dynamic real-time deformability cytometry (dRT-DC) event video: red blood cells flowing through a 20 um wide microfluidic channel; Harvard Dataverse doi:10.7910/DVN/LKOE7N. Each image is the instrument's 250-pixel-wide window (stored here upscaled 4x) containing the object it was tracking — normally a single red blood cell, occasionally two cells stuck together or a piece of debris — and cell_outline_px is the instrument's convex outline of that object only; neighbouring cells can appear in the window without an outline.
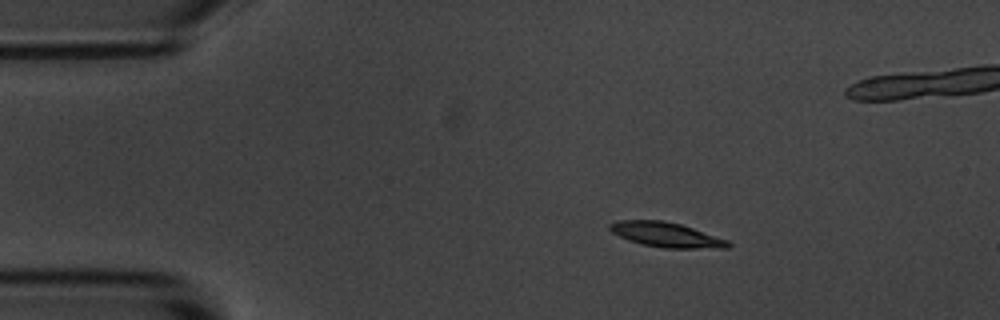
{"species": "common noctule bat (a hibernating species)", "species_latin": "Nyctalus noctula", "temperature_condition": "room temperature", "stored_images_in_passage": 4, "camera_frame_rate_fps": 3000, "um_per_image_px": 0.085, "animal": {"sex": "male", "body_mass_g": 20.1, "forearm_length_mm": 53.5}, "frame": {"image": 1, "passage_image": 2, "time_ms": 1.333, "image_size_px": [1000, 320], "cell_outline_px": [[732, 244], [728, 248], [664, 248], [640, 244], [628, 240], [612, 232], [608, 228], [608, 224], [616, 220], [664, 220], [680, 224], [728, 240]], "centroid_in_image_um": [56.6, 19.95], "position_along_channel_um": 28.4, "area_um2": 17.11}}